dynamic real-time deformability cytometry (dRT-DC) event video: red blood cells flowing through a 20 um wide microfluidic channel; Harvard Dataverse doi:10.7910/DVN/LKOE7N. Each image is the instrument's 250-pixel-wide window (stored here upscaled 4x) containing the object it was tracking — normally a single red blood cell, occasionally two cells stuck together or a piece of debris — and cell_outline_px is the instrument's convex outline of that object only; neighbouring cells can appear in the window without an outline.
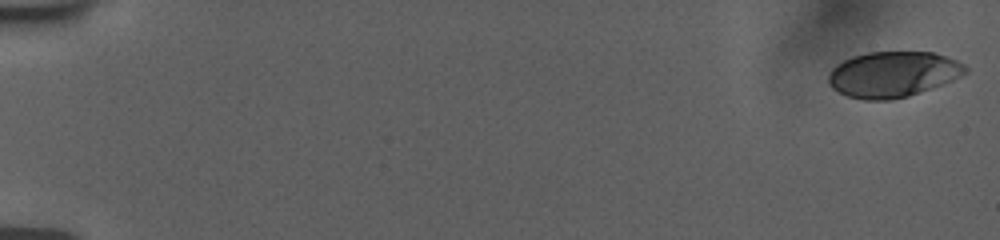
{"species": "human", "species_latin": "Homo sapiens", "temperature_condition": "room temperature", "stored_images_in_passage": 20, "camera_frame_rate_fps": 3000, "um_per_image_px": 0.085, "donor": {"sex": "female"}, "frame": {"image": 1, "passage_image": 1, "time_ms": 0.0, "image_size_px": [1000, 240], "cell_outline_px": [[968, 72], [952, 80], [908, 96], [892, 100], [864, 100], [848, 96], [832, 88], [828, 84], [828, 72], [836, 64], [852, 56], [868, 52], [932, 52], [956, 60], [964, 64], [968, 68]], "centroid_in_image_um": [75.87, 6.31], "position_along_channel_um": 9.1, "area_um2": 36.41}}
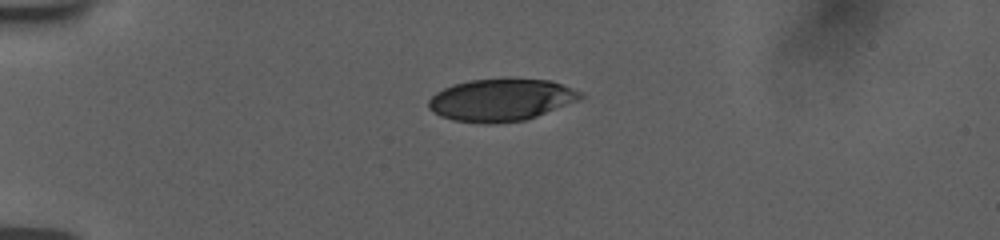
{"frame": {"image": 2, "passage_image": 14, "time_ms": 4.667, "image_size_px": [1000, 240], "cell_outline_px": [[584, 96], [580, 100], [536, 116], [524, 120], [496, 124], [484, 124], [452, 120], [440, 116], [432, 112], [428, 108], [428, 100], [436, 92], [452, 84], [468, 80], [508, 76], [552, 80], [584, 92]], "centroid_in_image_um": [42.6, 8.46], "position_along_channel_um": 42.4, "area_um2": 38.61}}